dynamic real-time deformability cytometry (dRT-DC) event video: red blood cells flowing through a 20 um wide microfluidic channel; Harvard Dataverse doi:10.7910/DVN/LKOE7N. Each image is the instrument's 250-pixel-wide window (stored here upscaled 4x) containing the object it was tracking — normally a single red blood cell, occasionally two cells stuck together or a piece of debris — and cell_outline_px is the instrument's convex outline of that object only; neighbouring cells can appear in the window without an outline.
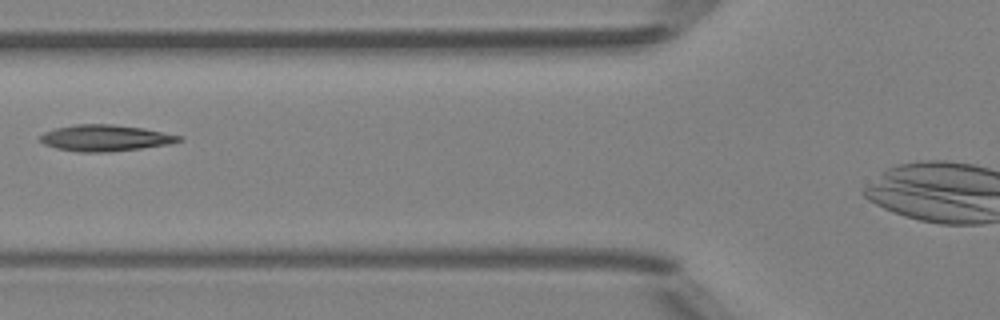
{"species": "Egyptian fruit bat (a non-hibernating species)", "species_latin": "Rousettus aegyptiacus", "temperature_condition": "room temperature", "stored_images_in_passage": 6, "camera_frame_rate_fps": 3000, "um_per_image_px": 0.085, "animal": {"sex": "female"}, "frame": {"image": 1, "passage_image": 6, "time_ms": 5.667, "image_size_px": [1000, 320], "cell_outline_px": [[184, 140], [172, 144], [108, 152], [76, 152], [56, 148], [44, 144], [40, 140], [40, 136], [44, 132], [56, 128], [76, 124], [112, 124], [144, 128], [184, 136]], "centroid_in_image_um": [8.99, 11.73], "position_along_channel_um": 116.8, "area_um2": 21.44}}